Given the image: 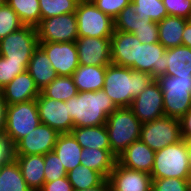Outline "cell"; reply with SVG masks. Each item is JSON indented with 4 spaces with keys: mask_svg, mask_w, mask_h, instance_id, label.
I'll list each match as a JSON object with an SVG mask.
<instances>
[{
    "mask_svg": "<svg viewBox=\"0 0 191 191\" xmlns=\"http://www.w3.org/2000/svg\"><path fill=\"white\" fill-rule=\"evenodd\" d=\"M154 80L149 73L111 63L106 67L103 90L118 108L130 107Z\"/></svg>",
    "mask_w": 191,
    "mask_h": 191,
    "instance_id": "cell-1",
    "label": "cell"
},
{
    "mask_svg": "<svg viewBox=\"0 0 191 191\" xmlns=\"http://www.w3.org/2000/svg\"><path fill=\"white\" fill-rule=\"evenodd\" d=\"M66 104L74 128L105 125L108 116L118 108L103 89L78 92Z\"/></svg>",
    "mask_w": 191,
    "mask_h": 191,
    "instance_id": "cell-2",
    "label": "cell"
},
{
    "mask_svg": "<svg viewBox=\"0 0 191 191\" xmlns=\"http://www.w3.org/2000/svg\"><path fill=\"white\" fill-rule=\"evenodd\" d=\"M111 152L118 157L133 142L140 140L142 123L130 107L113 111L105 123Z\"/></svg>",
    "mask_w": 191,
    "mask_h": 191,
    "instance_id": "cell-3",
    "label": "cell"
},
{
    "mask_svg": "<svg viewBox=\"0 0 191 191\" xmlns=\"http://www.w3.org/2000/svg\"><path fill=\"white\" fill-rule=\"evenodd\" d=\"M151 178L191 179L189 151L184 140L155 152Z\"/></svg>",
    "mask_w": 191,
    "mask_h": 191,
    "instance_id": "cell-4",
    "label": "cell"
},
{
    "mask_svg": "<svg viewBox=\"0 0 191 191\" xmlns=\"http://www.w3.org/2000/svg\"><path fill=\"white\" fill-rule=\"evenodd\" d=\"M156 81L163 92L164 115L180 120L191 108V77L164 75Z\"/></svg>",
    "mask_w": 191,
    "mask_h": 191,
    "instance_id": "cell-5",
    "label": "cell"
},
{
    "mask_svg": "<svg viewBox=\"0 0 191 191\" xmlns=\"http://www.w3.org/2000/svg\"><path fill=\"white\" fill-rule=\"evenodd\" d=\"M78 37L111 38L114 20L91 0H79L76 7Z\"/></svg>",
    "mask_w": 191,
    "mask_h": 191,
    "instance_id": "cell-6",
    "label": "cell"
},
{
    "mask_svg": "<svg viewBox=\"0 0 191 191\" xmlns=\"http://www.w3.org/2000/svg\"><path fill=\"white\" fill-rule=\"evenodd\" d=\"M36 99L7 106L4 135L14 146L40 124Z\"/></svg>",
    "mask_w": 191,
    "mask_h": 191,
    "instance_id": "cell-7",
    "label": "cell"
},
{
    "mask_svg": "<svg viewBox=\"0 0 191 191\" xmlns=\"http://www.w3.org/2000/svg\"><path fill=\"white\" fill-rule=\"evenodd\" d=\"M38 46L36 27L24 25L0 40V56L9 62L22 63L27 68Z\"/></svg>",
    "mask_w": 191,
    "mask_h": 191,
    "instance_id": "cell-8",
    "label": "cell"
},
{
    "mask_svg": "<svg viewBox=\"0 0 191 191\" xmlns=\"http://www.w3.org/2000/svg\"><path fill=\"white\" fill-rule=\"evenodd\" d=\"M140 140L155 152L175 144L182 140L180 120L164 115L144 123L141 126Z\"/></svg>",
    "mask_w": 191,
    "mask_h": 191,
    "instance_id": "cell-9",
    "label": "cell"
},
{
    "mask_svg": "<svg viewBox=\"0 0 191 191\" xmlns=\"http://www.w3.org/2000/svg\"><path fill=\"white\" fill-rule=\"evenodd\" d=\"M36 31L39 42H76L78 38L76 13L41 19Z\"/></svg>",
    "mask_w": 191,
    "mask_h": 191,
    "instance_id": "cell-10",
    "label": "cell"
},
{
    "mask_svg": "<svg viewBox=\"0 0 191 191\" xmlns=\"http://www.w3.org/2000/svg\"><path fill=\"white\" fill-rule=\"evenodd\" d=\"M40 122L56 130L59 134L71 133L74 128L68 104L46 97L42 92L36 98Z\"/></svg>",
    "mask_w": 191,
    "mask_h": 191,
    "instance_id": "cell-11",
    "label": "cell"
},
{
    "mask_svg": "<svg viewBox=\"0 0 191 191\" xmlns=\"http://www.w3.org/2000/svg\"><path fill=\"white\" fill-rule=\"evenodd\" d=\"M57 76H71L80 65L75 42H39Z\"/></svg>",
    "mask_w": 191,
    "mask_h": 191,
    "instance_id": "cell-12",
    "label": "cell"
},
{
    "mask_svg": "<svg viewBox=\"0 0 191 191\" xmlns=\"http://www.w3.org/2000/svg\"><path fill=\"white\" fill-rule=\"evenodd\" d=\"M59 135L53 128L40 123L14 145V155H45L53 151Z\"/></svg>",
    "mask_w": 191,
    "mask_h": 191,
    "instance_id": "cell-13",
    "label": "cell"
},
{
    "mask_svg": "<svg viewBox=\"0 0 191 191\" xmlns=\"http://www.w3.org/2000/svg\"><path fill=\"white\" fill-rule=\"evenodd\" d=\"M130 108L142 124L164 116L163 92L159 83L154 80L133 99Z\"/></svg>",
    "mask_w": 191,
    "mask_h": 191,
    "instance_id": "cell-14",
    "label": "cell"
},
{
    "mask_svg": "<svg viewBox=\"0 0 191 191\" xmlns=\"http://www.w3.org/2000/svg\"><path fill=\"white\" fill-rule=\"evenodd\" d=\"M75 45L80 65L107 66L112 63L110 38L78 37Z\"/></svg>",
    "mask_w": 191,
    "mask_h": 191,
    "instance_id": "cell-15",
    "label": "cell"
},
{
    "mask_svg": "<svg viewBox=\"0 0 191 191\" xmlns=\"http://www.w3.org/2000/svg\"><path fill=\"white\" fill-rule=\"evenodd\" d=\"M111 191H151L152 178L147 172L128 169L116 162L108 177Z\"/></svg>",
    "mask_w": 191,
    "mask_h": 191,
    "instance_id": "cell-16",
    "label": "cell"
},
{
    "mask_svg": "<svg viewBox=\"0 0 191 191\" xmlns=\"http://www.w3.org/2000/svg\"><path fill=\"white\" fill-rule=\"evenodd\" d=\"M110 41L112 64L135 70L140 40L132 33L114 30Z\"/></svg>",
    "mask_w": 191,
    "mask_h": 191,
    "instance_id": "cell-17",
    "label": "cell"
},
{
    "mask_svg": "<svg viewBox=\"0 0 191 191\" xmlns=\"http://www.w3.org/2000/svg\"><path fill=\"white\" fill-rule=\"evenodd\" d=\"M165 51L166 48L160 42L139 44L138 62H135V70L149 73L155 80L164 76L167 69Z\"/></svg>",
    "mask_w": 191,
    "mask_h": 191,
    "instance_id": "cell-18",
    "label": "cell"
},
{
    "mask_svg": "<svg viewBox=\"0 0 191 191\" xmlns=\"http://www.w3.org/2000/svg\"><path fill=\"white\" fill-rule=\"evenodd\" d=\"M1 91L7 105L36 99L41 93L27 70L15 76Z\"/></svg>",
    "mask_w": 191,
    "mask_h": 191,
    "instance_id": "cell-19",
    "label": "cell"
},
{
    "mask_svg": "<svg viewBox=\"0 0 191 191\" xmlns=\"http://www.w3.org/2000/svg\"><path fill=\"white\" fill-rule=\"evenodd\" d=\"M154 157L155 151L141 140H137L117 157V162L128 169L151 174Z\"/></svg>",
    "mask_w": 191,
    "mask_h": 191,
    "instance_id": "cell-20",
    "label": "cell"
},
{
    "mask_svg": "<svg viewBox=\"0 0 191 191\" xmlns=\"http://www.w3.org/2000/svg\"><path fill=\"white\" fill-rule=\"evenodd\" d=\"M21 174L32 191H39L44 182V155H14Z\"/></svg>",
    "mask_w": 191,
    "mask_h": 191,
    "instance_id": "cell-21",
    "label": "cell"
},
{
    "mask_svg": "<svg viewBox=\"0 0 191 191\" xmlns=\"http://www.w3.org/2000/svg\"><path fill=\"white\" fill-rule=\"evenodd\" d=\"M106 67L79 65L71 75L78 92L102 90Z\"/></svg>",
    "mask_w": 191,
    "mask_h": 191,
    "instance_id": "cell-22",
    "label": "cell"
},
{
    "mask_svg": "<svg viewBox=\"0 0 191 191\" xmlns=\"http://www.w3.org/2000/svg\"><path fill=\"white\" fill-rule=\"evenodd\" d=\"M27 71L40 91L57 77L48 56L39 46L28 63Z\"/></svg>",
    "mask_w": 191,
    "mask_h": 191,
    "instance_id": "cell-23",
    "label": "cell"
},
{
    "mask_svg": "<svg viewBox=\"0 0 191 191\" xmlns=\"http://www.w3.org/2000/svg\"><path fill=\"white\" fill-rule=\"evenodd\" d=\"M80 157L81 165L101 173L106 179L117 162L111 149L83 148Z\"/></svg>",
    "mask_w": 191,
    "mask_h": 191,
    "instance_id": "cell-24",
    "label": "cell"
},
{
    "mask_svg": "<svg viewBox=\"0 0 191 191\" xmlns=\"http://www.w3.org/2000/svg\"><path fill=\"white\" fill-rule=\"evenodd\" d=\"M82 149L72 133H64L58 136L53 151L59 157L66 171L69 172L81 165Z\"/></svg>",
    "mask_w": 191,
    "mask_h": 191,
    "instance_id": "cell-25",
    "label": "cell"
},
{
    "mask_svg": "<svg viewBox=\"0 0 191 191\" xmlns=\"http://www.w3.org/2000/svg\"><path fill=\"white\" fill-rule=\"evenodd\" d=\"M165 62V75L191 77V48L181 45L166 49Z\"/></svg>",
    "mask_w": 191,
    "mask_h": 191,
    "instance_id": "cell-26",
    "label": "cell"
},
{
    "mask_svg": "<svg viewBox=\"0 0 191 191\" xmlns=\"http://www.w3.org/2000/svg\"><path fill=\"white\" fill-rule=\"evenodd\" d=\"M189 20L183 17L166 16L158 22L159 42L166 48L182 45V34Z\"/></svg>",
    "mask_w": 191,
    "mask_h": 191,
    "instance_id": "cell-27",
    "label": "cell"
},
{
    "mask_svg": "<svg viewBox=\"0 0 191 191\" xmlns=\"http://www.w3.org/2000/svg\"><path fill=\"white\" fill-rule=\"evenodd\" d=\"M71 133L82 148L111 149L106 125L76 127Z\"/></svg>",
    "mask_w": 191,
    "mask_h": 191,
    "instance_id": "cell-28",
    "label": "cell"
},
{
    "mask_svg": "<svg viewBox=\"0 0 191 191\" xmlns=\"http://www.w3.org/2000/svg\"><path fill=\"white\" fill-rule=\"evenodd\" d=\"M0 191H32L25 182L15 158L0 167Z\"/></svg>",
    "mask_w": 191,
    "mask_h": 191,
    "instance_id": "cell-29",
    "label": "cell"
},
{
    "mask_svg": "<svg viewBox=\"0 0 191 191\" xmlns=\"http://www.w3.org/2000/svg\"><path fill=\"white\" fill-rule=\"evenodd\" d=\"M41 92L48 98L63 102L68 101L78 94L72 76H57Z\"/></svg>",
    "mask_w": 191,
    "mask_h": 191,
    "instance_id": "cell-30",
    "label": "cell"
},
{
    "mask_svg": "<svg viewBox=\"0 0 191 191\" xmlns=\"http://www.w3.org/2000/svg\"><path fill=\"white\" fill-rule=\"evenodd\" d=\"M67 178L72 184L73 190H82L99 185L105 177L84 165L75 167L73 170L67 172Z\"/></svg>",
    "mask_w": 191,
    "mask_h": 191,
    "instance_id": "cell-31",
    "label": "cell"
},
{
    "mask_svg": "<svg viewBox=\"0 0 191 191\" xmlns=\"http://www.w3.org/2000/svg\"><path fill=\"white\" fill-rule=\"evenodd\" d=\"M6 3L17 13L24 25L36 27L40 23L39 0H6Z\"/></svg>",
    "mask_w": 191,
    "mask_h": 191,
    "instance_id": "cell-32",
    "label": "cell"
},
{
    "mask_svg": "<svg viewBox=\"0 0 191 191\" xmlns=\"http://www.w3.org/2000/svg\"><path fill=\"white\" fill-rule=\"evenodd\" d=\"M131 4L140 16V20H151L158 23L168 16L163 0H131Z\"/></svg>",
    "mask_w": 191,
    "mask_h": 191,
    "instance_id": "cell-33",
    "label": "cell"
},
{
    "mask_svg": "<svg viewBox=\"0 0 191 191\" xmlns=\"http://www.w3.org/2000/svg\"><path fill=\"white\" fill-rule=\"evenodd\" d=\"M79 0H39L41 19L75 13Z\"/></svg>",
    "mask_w": 191,
    "mask_h": 191,
    "instance_id": "cell-34",
    "label": "cell"
},
{
    "mask_svg": "<svg viewBox=\"0 0 191 191\" xmlns=\"http://www.w3.org/2000/svg\"><path fill=\"white\" fill-rule=\"evenodd\" d=\"M23 26L17 13L7 3L0 7V40Z\"/></svg>",
    "mask_w": 191,
    "mask_h": 191,
    "instance_id": "cell-35",
    "label": "cell"
},
{
    "mask_svg": "<svg viewBox=\"0 0 191 191\" xmlns=\"http://www.w3.org/2000/svg\"><path fill=\"white\" fill-rule=\"evenodd\" d=\"M44 165L45 182H52L62 177H67V171L54 151L44 155Z\"/></svg>",
    "mask_w": 191,
    "mask_h": 191,
    "instance_id": "cell-36",
    "label": "cell"
},
{
    "mask_svg": "<svg viewBox=\"0 0 191 191\" xmlns=\"http://www.w3.org/2000/svg\"><path fill=\"white\" fill-rule=\"evenodd\" d=\"M139 19L140 16L135 12L132 4H130L124 7L120 11V13L113 19L114 30L126 33H133L135 31L137 20Z\"/></svg>",
    "mask_w": 191,
    "mask_h": 191,
    "instance_id": "cell-37",
    "label": "cell"
},
{
    "mask_svg": "<svg viewBox=\"0 0 191 191\" xmlns=\"http://www.w3.org/2000/svg\"><path fill=\"white\" fill-rule=\"evenodd\" d=\"M132 34L143 44L159 42L158 23L151 20L139 19Z\"/></svg>",
    "mask_w": 191,
    "mask_h": 191,
    "instance_id": "cell-38",
    "label": "cell"
},
{
    "mask_svg": "<svg viewBox=\"0 0 191 191\" xmlns=\"http://www.w3.org/2000/svg\"><path fill=\"white\" fill-rule=\"evenodd\" d=\"M191 179L157 178L152 180L151 191H188Z\"/></svg>",
    "mask_w": 191,
    "mask_h": 191,
    "instance_id": "cell-39",
    "label": "cell"
},
{
    "mask_svg": "<svg viewBox=\"0 0 191 191\" xmlns=\"http://www.w3.org/2000/svg\"><path fill=\"white\" fill-rule=\"evenodd\" d=\"M26 70L22 63L9 62L7 58L0 56V89Z\"/></svg>",
    "mask_w": 191,
    "mask_h": 191,
    "instance_id": "cell-40",
    "label": "cell"
},
{
    "mask_svg": "<svg viewBox=\"0 0 191 191\" xmlns=\"http://www.w3.org/2000/svg\"><path fill=\"white\" fill-rule=\"evenodd\" d=\"M168 16L183 17L191 20V1L163 0Z\"/></svg>",
    "mask_w": 191,
    "mask_h": 191,
    "instance_id": "cell-41",
    "label": "cell"
},
{
    "mask_svg": "<svg viewBox=\"0 0 191 191\" xmlns=\"http://www.w3.org/2000/svg\"><path fill=\"white\" fill-rule=\"evenodd\" d=\"M98 9L114 19L120 11L131 4V0H91Z\"/></svg>",
    "mask_w": 191,
    "mask_h": 191,
    "instance_id": "cell-42",
    "label": "cell"
},
{
    "mask_svg": "<svg viewBox=\"0 0 191 191\" xmlns=\"http://www.w3.org/2000/svg\"><path fill=\"white\" fill-rule=\"evenodd\" d=\"M14 159V146L8 137L0 134V167Z\"/></svg>",
    "mask_w": 191,
    "mask_h": 191,
    "instance_id": "cell-43",
    "label": "cell"
},
{
    "mask_svg": "<svg viewBox=\"0 0 191 191\" xmlns=\"http://www.w3.org/2000/svg\"><path fill=\"white\" fill-rule=\"evenodd\" d=\"M39 191H74L72 184L67 177L54 180L52 182H44Z\"/></svg>",
    "mask_w": 191,
    "mask_h": 191,
    "instance_id": "cell-44",
    "label": "cell"
},
{
    "mask_svg": "<svg viewBox=\"0 0 191 191\" xmlns=\"http://www.w3.org/2000/svg\"><path fill=\"white\" fill-rule=\"evenodd\" d=\"M7 104L0 89V134H4L6 130V111Z\"/></svg>",
    "mask_w": 191,
    "mask_h": 191,
    "instance_id": "cell-45",
    "label": "cell"
},
{
    "mask_svg": "<svg viewBox=\"0 0 191 191\" xmlns=\"http://www.w3.org/2000/svg\"><path fill=\"white\" fill-rule=\"evenodd\" d=\"M181 135H191V108L180 119Z\"/></svg>",
    "mask_w": 191,
    "mask_h": 191,
    "instance_id": "cell-46",
    "label": "cell"
},
{
    "mask_svg": "<svg viewBox=\"0 0 191 191\" xmlns=\"http://www.w3.org/2000/svg\"><path fill=\"white\" fill-rule=\"evenodd\" d=\"M182 45L191 48V20L186 23L182 34Z\"/></svg>",
    "mask_w": 191,
    "mask_h": 191,
    "instance_id": "cell-47",
    "label": "cell"
},
{
    "mask_svg": "<svg viewBox=\"0 0 191 191\" xmlns=\"http://www.w3.org/2000/svg\"><path fill=\"white\" fill-rule=\"evenodd\" d=\"M77 191H111V188L109 180L105 178L99 185Z\"/></svg>",
    "mask_w": 191,
    "mask_h": 191,
    "instance_id": "cell-48",
    "label": "cell"
},
{
    "mask_svg": "<svg viewBox=\"0 0 191 191\" xmlns=\"http://www.w3.org/2000/svg\"><path fill=\"white\" fill-rule=\"evenodd\" d=\"M182 139L184 140L186 147L189 151V162L191 167V135H182Z\"/></svg>",
    "mask_w": 191,
    "mask_h": 191,
    "instance_id": "cell-49",
    "label": "cell"
},
{
    "mask_svg": "<svg viewBox=\"0 0 191 191\" xmlns=\"http://www.w3.org/2000/svg\"><path fill=\"white\" fill-rule=\"evenodd\" d=\"M6 4V0H0V7Z\"/></svg>",
    "mask_w": 191,
    "mask_h": 191,
    "instance_id": "cell-50",
    "label": "cell"
}]
</instances>
